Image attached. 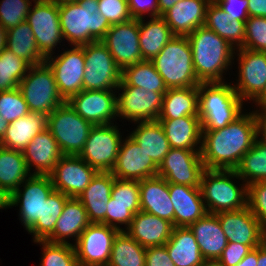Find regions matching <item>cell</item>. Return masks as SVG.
<instances>
[{"mask_svg":"<svg viewBox=\"0 0 266 266\" xmlns=\"http://www.w3.org/2000/svg\"><path fill=\"white\" fill-rule=\"evenodd\" d=\"M260 136L259 117L243 112L227 126L202 130L201 159L205 169L235 170Z\"/></svg>","mask_w":266,"mask_h":266,"instance_id":"obj_1","label":"cell"},{"mask_svg":"<svg viewBox=\"0 0 266 266\" xmlns=\"http://www.w3.org/2000/svg\"><path fill=\"white\" fill-rule=\"evenodd\" d=\"M187 38L198 80L201 83L225 82L223 74L234 64L235 49L205 25L195 29Z\"/></svg>","mask_w":266,"mask_h":266,"instance_id":"obj_2","label":"cell"},{"mask_svg":"<svg viewBox=\"0 0 266 266\" xmlns=\"http://www.w3.org/2000/svg\"><path fill=\"white\" fill-rule=\"evenodd\" d=\"M58 6L62 36L70 47L102 41L111 27L98 11V0H77Z\"/></svg>","mask_w":266,"mask_h":266,"instance_id":"obj_3","label":"cell"},{"mask_svg":"<svg viewBox=\"0 0 266 266\" xmlns=\"http://www.w3.org/2000/svg\"><path fill=\"white\" fill-rule=\"evenodd\" d=\"M198 100L202 130L223 128L244 112V102L230 82L200 83Z\"/></svg>","mask_w":266,"mask_h":266,"instance_id":"obj_4","label":"cell"},{"mask_svg":"<svg viewBox=\"0 0 266 266\" xmlns=\"http://www.w3.org/2000/svg\"><path fill=\"white\" fill-rule=\"evenodd\" d=\"M234 178L241 180L238 187ZM200 190L207 213L235 211L248 206V185L236 170L205 169Z\"/></svg>","mask_w":266,"mask_h":266,"instance_id":"obj_5","label":"cell"},{"mask_svg":"<svg viewBox=\"0 0 266 266\" xmlns=\"http://www.w3.org/2000/svg\"><path fill=\"white\" fill-rule=\"evenodd\" d=\"M168 89L198 86L187 36L175 35L152 60Z\"/></svg>","mask_w":266,"mask_h":266,"instance_id":"obj_6","label":"cell"},{"mask_svg":"<svg viewBox=\"0 0 266 266\" xmlns=\"http://www.w3.org/2000/svg\"><path fill=\"white\" fill-rule=\"evenodd\" d=\"M18 88L30 112L46 117L66 102L60 95L54 73L46 62L30 66Z\"/></svg>","mask_w":266,"mask_h":266,"instance_id":"obj_7","label":"cell"},{"mask_svg":"<svg viewBox=\"0 0 266 266\" xmlns=\"http://www.w3.org/2000/svg\"><path fill=\"white\" fill-rule=\"evenodd\" d=\"M92 127L67 101L47 116V129L63 155L79 156Z\"/></svg>","mask_w":266,"mask_h":266,"instance_id":"obj_8","label":"cell"},{"mask_svg":"<svg viewBox=\"0 0 266 266\" xmlns=\"http://www.w3.org/2000/svg\"><path fill=\"white\" fill-rule=\"evenodd\" d=\"M83 90H116L122 70L102 41L84 45Z\"/></svg>","mask_w":266,"mask_h":266,"instance_id":"obj_9","label":"cell"},{"mask_svg":"<svg viewBox=\"0 0 266 266\" xmlns=\"http://www.w3.org/2000/svg\"><path fill=\"white\" fill-rule=\"evenodd\" d=\"M116 90H118L117 117L119 119L133 123L158 120L166 92L146 91L143 88L129 86L122 79Z\"/></svg>","mask_w":266,"mask_h":266,"instance_id":"obj_10","label":"cell"},{"mask_svg":"<svg viewBox=\"0 0 266 266\" xmlns=\"http://www.w3.org/2000/svg\"><path fill=\"white\" fill-rule=\"evenodd\" d=\"M54 190L50 175L31 174L10 195V207L19 205V220L26 231L42 221L43 203Z\"/></svg>","mask_w":266,"mask_h":266,"instance_id":"obj_11","label":"cell"},{"mask_svg":"<svg viewBox=\"0 0 266 266\" xmlns=\"http://www.w3.org/2000/svg\"><path fill=\"white\" fill-rule=\"evenodd\" d=\"M120 129L116 122L93 126L79 156L98 172H111L123 139Z\"/></svg>","mask_w":266,"mask_h":266,"instance_id":"obj_12","label":"cell"},{"mask_svg":"<svg viewBox=\"0 0 266 266\" xmlns=\"http://www.w3.org/2000/svg\"><path fill=\"white\" fill-rule=\"evenodd\" d=\"M26 21L34 33L37 47L46 59L54 55L57 45L63 43L59 6L49 0H34Z\"/></svg>","mask_w":266,"mask_h":266,"instance_id":"obj_13","label":"cell"},{"mask_svg":"<svg viewBox=\"0 0 266 266\" xmlns=\"http://www.w3.org/2000/svg\"><path fill=\"white\" fill-rule=\"evenodd\" d=\"M63 51L58 56L47 57L45 62L54 73L60 95L65 101H68L83 90L84 45H72L70 49Z\"/></svg>","mask_w":266,"mask_h":266,"instance_id":"obj_14","label":"cell"},{"mask_svg":"<svg viewBox=\"0 0 266 266\" xmlns=\"http://www.w3.org/2000/svg\"><path fill=\"white\" fill-rule=\"evenodd\" d=\"M119 230L102 223H90L74 245L78 266H106Z\"/></svg>","mask_w":266,"mask_h":266,"instance_id":"obj_15","label":"cell"},{"mask_svg":"<svg viewBox=\"0 0 266 266\" xmlns=\"http://www.w3.org/2000/svg\"><path fill=\"white\" fill-rule=\"evenodd\" d=\"M235 51L239 69L238 80L235 84L231 83L244 103L254 101L266 87V52L245 48Z\"/></svg>","mask_w":266,"mask_h":266,"instance_id":"obj_16","label":"cell"},{"mask_svg":"<svg viewBox=\"0 0 266 266\" xmlns=\"http://www.w3.org/2000/svg\"><path fill=\"white\" fill-rule=\"evenodd\" d=\"M200 151L171 148L159 165L157 176L168 183L200 187L205 170Z\"/></svg>","mask_w":266,"mask_h":266,"instance_id":"obj_17","label":"cell"},{"mask_svg":"<svg viewBox=\"0 0 266 266\" xmlns=\"http://www.w3.org/2000/svg\"><path fill=\"white\" fill-rule=\"evenodd\" d=\"M67 102L93 126L113 124L118 119L117 90H82Z\"/></svg>","mask_w":266,"mask_h":266,"instance_id":"obj_18","label":"cell"},{"mask_svg":"<svg viewBox=\"0 0 266 266\" xmlns=\"http://www.w3.org/2000/svg\"><path fill=\"white\" fill-rule=\"evenodd\" d=\"M102 42L107 46L121 70L143 61L139 45V20L137 19L111 25Z\"/></svg>","mask_w":266,"mask_h":266,"instance_id":"obj_19","label":"cell"},{"mask_svg":"<svg viewBox=\"0 0 266 266\" xmlns=\"http://www.w3.org/2000/svg\"><path fill=\"white\" fill-rule=\"evenodd\" d=\"M97 172L80 156L63 155L49 175L56 191L77 198Z\"/></svg>","mask_w":266,"mask_h":266,"instance_id":"obj_20","label":"cell"},{"mask_svg":"<svg viewBox=\"0 0 266 266\" xmlns=\"http://www.w3.org/2000/svg\"><path fill=\"white\" fill-rule=\"evenodd\" d=\"M216 215L228 242L248 245L251 249L264 242L265 229L248 206Z\"/></svg>","mask_w":266,"mask_h":266,"instance_id":"obj_21","label":"cell"},{"mask_svg":"<svg viewBox=\"0 0 266 266\" xmlns=\"http://www.w3.org/2000/svg\"><path fill=\"white\" fill-rule=\"evenodd\" d=\"M113 176L122 180H138L157 176L158 166L129 135L122 139Z\"/></svg>","mask_w":266,"mask_h":266,"instance_id":"obj_22","label":"cell"},{"mask_svg":"<svg viewBox=\"0 0 266 266\" xmlns=\"http://www.w3.org/2000/svg\"><path fill=\"white\" fill-rule=\"evenodd\" d=\"M174 207V227H189L206 213L200 187L168 183Z\"/></svg>","mask_w":266,"mask_h":266,"instance_id":"obj_23","label":"cell"},{"mask_svg":"<svg viewBox=\"0 0 266 266\" xmlns=\"http://www.w3.org/2000/svg\"><path fill=\"white\" fill-rule=\"evenodd\" d=\"M22 152L29 172L38 175H49L63 156L47 128L38 133Z\"/></svg>","mask_w":266,"mask_h":266,"instance_id":"obj_24","label":"cell"},{"mask_svg":"<svg viewBox=\"0 0 266 266\" xmlns=\"http://www.w3.org/2000/svg\"><path fill=\"white\" fill-rule=\"evenodd\" d=\"M211 0H180L161 17L177 36H187L205 24Z\"/></svg>","mask_w":266,"mask_h":266,"instance_id":"obj_25","label":"cell"},{"mask_svg":"<svg viewBox=\"0 0 266 266\" xmlns=\"http://www.w3.org/2000/svg\"><path fill=\"white\" fill-rule=\"evenodd\" d=\"M90 223L82 202L78 198L70 197L64 205L53 232L45 240L51 243L73 244L68 241L72 238L75 244Z\"/></svg>","mask_w":266,"mask_h":266,"instance_id":"obj_26","label":"cell"},{"mask_svg":"<svg viewBox=\"0 0 266 266\" xmlns=\"http://www.w3.org/2000/svg\"><path fill=\"white\" fill-rule=\"evenodd\" d=\"M140 211L158 216L174 226V207L171 202L168 182L159 176L139 181Z\"/></svg>","mask_w":266,"mask_h":266,"instance_id":"obj_27","label":"cell"},{"mask_svg":"<svg viewBox=\"0 0 266 266\" xmlns=\"http://www.w3.org/2000/svg\"><path fill=\"white\" fill-rule=\"evenodd\" d=\"M173 224L158 216L144 211L137 212L125 230L141 246L153 247L165 245L173 231Z\"/></svg>","mask_w":266,"mask_h":266,"instance_id":"obj_28","label":"cell"},{"mask_svg":"<svg viewBox=\"0 0 266 266\" xmlns=\"http://www.w3.org/2000/svg\"><path fill=\"white\" fill-rule=\"evenodd\" d=\"M114 179L111 172H97L90 184L77 197L84 205L91 223L105 224Z\"/></svg>","mask_w":266,"mask_h":266,"instance_id":"obj_29","label":"cell"},{"mask_svg":"<svg viewBox=\"0 0 266 266\" xmlns=\"http://www.w3.org/2000/svg\"><path fill=\"white\" fill-rule=\"evenodd\" d=\"M205 260H218L228 241L216 214L206 213L189 226Z\"/></svg>","mask_w":266,"mask_h":266,"instance_id":"obj_30","label":"cell"},{"mask_svg":"<svg viewBox=\"0 0 266 266\" xmlns=\"http://www.w3.org/2000/svg\"><path fill=\"white\" fill-rule=\"evenodd\" d=\"M158 121L163 127L171 148L201 150L202 129L199 116H183Z\"/></svg>","mask_w":266,"mask_h":266,"instance_id":"obj_31","label":"cell"},{"mask_svg":"<svg viewBox=\"0 0 266 266\" xmlns=\"http://www.w3.org/2000/svg\"><path fill=\"white\" fill-rule=\"evenodd\" d=\"M47 128V117L36 112L9 123L5 135L0 140V146L17 151H23L32 139Z\"/></svg>","mask_w":266,"mask_h":266,"instance_id":"obj_32","label":"cell"},{"mask_svg":"<svg viewBox=\"0 0 266 266\" xmlns=\"http://www.w3.org/2000/svg\"><path fill=\"white\" fill-rule=\"evenodd\" d=\"M137 127L128 134L159 167L171 149L162 125L158 120L134 122Z\"/></svg>","mask_w":266,"mask_h":266,"instance_id":"obj_33","label":"cell"},{"mask_svg":"<svg viewBox=\"0 0 266 266\" xmlns=\"http://www.w3.org/2000/svg\"><path fill=\"white\" fill-rule=\"evenodd\" d=\"M207 28L224 38L233 49L243 47L245 40V22L223 11L215 1H210L205 18Z\"/></svg>","mask_w":266,"mask_h":266,"instance_id":"obj_34","label":"cell"},{"mask_svg":"<svg viewBox=\"0 0 266 266\" xmlns=\"http://www.w3.org/2000/svg\"><path fill=\"white\" fill-rule=\"evenodd\" d=\"M165 246L176 266H200L205 260L189 227H174Z\"/></svg>","mask_w":266,"mask_h":266,"instance_id":"obj_35","label":"cell"},{"mask_svg":"<svg viewBox=\"0 0 266 266\" xmlns=\"http://www.w3.org/2000/svg\"><path fill=\"white\" fill-rule=\"evenodd\" d=\"M174 36L162 17L146 22L144 18L139 19V45L143 60L152 61Z\"/></svg>","mask_w":266,"mask_h":266,"instance_id":"obj_36","label":"cell"},{"mask_svg":"<svg viewBox=\"0 0 266 266\" xmlns=\"http://www.w3.org/2000/svg\"><path fill=\"white\" fill-rule=\"evenodd\" d=\"M198 86L168 89L158 120H172L183 116H198Z\"/></svg>","mask_w":266,"mask_h":266,"instance_id":"obj_37","label":"cell"},{"mask_svg":"<svg viewBox=\"0 0 266 266\" xmlns=\"http://www.w3.org/2000/svg\"><path fill=\"white\" fill-rule=\"evenodd\" d=\"M6 35V49L13 52L17 57L24 59L30 66L45 62L27 21L6 30Z\"/></svg>","mask_w":266,"mask_h":266,"instance_id":"obj_38","label":"cell"},{"mask_svg":"<svg viewBox=\"0 0 266 266\" xmlns=\"http://www.w3.org/2000/svg\"><path fill=\"white\" fill-rule=\"evenodd\" d=\"M23 152L0 146V187L11 195L29 176Z\"/></svg>","mask_w":266,"mask_h":266,"instance_id":"obj_39","label":"cell"},{"mask_svg":"<svg viewBox=\"0 0 266 266\" xmlns=\"http://www.w3.org/2000/svg\"><path fill=\"white\" fill-rule=\"evenodd\" d=\"M146 248L125 231H119L112 243L109 266H145Z\"/></svg>","mask_w":266,"mask_h":266,"instance_id":"obj_40","label":"cell"},{"mask_svg":"<svg viewBox=\"0 0 266 266\" xmlns=\"http://www.w3.org/2000/svg\"><path fill=\"white\" fill-rule=\"evenodd\" d=\"M121 79L129 86L143 88L146 91L166 92L168 90L153 62L149 60L125 67L122 70Z\"/></svg>","mask_w":266,"mask_h":266,"instance_id":"obj_41","label":"cell"},{"mask_svg":"<svg viewBox=\"0 0 266 266\" xmlns=\"http://www.w3.org/2000/svg\"><path fill=\"white\" fill-rule=\"evenodd\" d=\"M238 176L250 185L266 181V140L259 136L235 169Z\"/></svg>","mask_w":266,"mask_h":266,"instance_id":"obj_42","label":"cell"},{"mask_svg":"<svg viewBox=\"0 0 266 266\" xmlns=\"http://www.w3.org/2000/svg\"><path fill=\"white\" fill-rule=\"evenodd\" d=\"M70 197L54 190L43 203L42 221H37L27 232L33 235V241L45 240L54 230L62 214L64 205Z\"/></svg>","mask_w":266,"mask_h":266,"instance_id":"obj_43","label":"cell"},{"mask_svg":"<svg viewBox=\"0 0 266 266\" xmlns=\"http://www.w3.org/2000/svg\"><path fill=\"white\" fill-rule=\"evenodd\" d=\"M29 67L24 59L5 48L0 53V92L18 88Z\"/></svg>","mask_w":266,"mask_h":266,"instance_id":"obj_44","label":"cell"},{"mask_svg":"<svg viewBox=\"0 0 266 266\" xmlns=\"http://www.w3.org/2000/svg\"><path fill=\"white\" fill-rule=\"evenodd\" d=\"M33 242L42 245L40 266H78L73 244L51 243L46 240Z\"/></svg>","mask_w":266,"mask_h":266,"instance_id":"obj_45","label":"cell"},{"mask_svg":"<svg viewBox=\"0 0 266 266\" xmlns=\"http://www.w3.org/2000/svg\"><path fill=\"white\" fill-rule=\"evenodd\" d=\"M109 203L130 205V211L135 215L141 208L139 181L115 178Z\"/></svg>","mask_w":266,"mask_h":266,"instance_id":"obj_46","label":"cell"},{"mask_svg":"<svg viewBox=\"0 0 266 266\" xmlns=\"http://www.w3.org/2000/svg\"><path fill=\"white\" fill-rule=\"evenodd\" d=\"M31 6L32 0H1L0 26L9 30L26 21Z\"/></svg>","mask_w":266,"mask_h":266,"instance_id":"obj_47","label":"cell"},{"mask_svg":"<svg viewBox=\"0 0 266 266\" xmlns=\"http://www.w3.org/2000/svg\"><path fill=\"white\" fill-rule=\"evenodd\" d=\"M30 112L19 88L0 92V115L8 123L26 116Z\"/></svg>","mask_w":266,"mask_h":266,"instance_id":"obj_48","label":"cell"},{"mask_svg":"<svg viewBox=\"0 0 266 266\" xmlns=\"http://www.w3.org/2000/svg\"><path fill=\"white\" fill-rule=\"evenodd\" d=\"M242 48L266 52V17H249L246 20Z\"/></svg>","mask_w":266,"mask_h":266,"instance_id":"obj_49","label":"cell"},{"mask_svg":"<svg viewBox=\"0 0 266 266\" xmlns=\"http://www.w3.org/2000/svg\"><path fill=\"white\" fill-rule=\"evenodd\" d=\"M98 11L110 25L124 23L132 19L128 0H98Z\"/></svg>","mask_w":266,"mask_h":266,"instance_id":"obj_50","label":"cell"},{"mask_svg":"<svg viewBox=\"0 0 266 266\" xmlns=\"http://www.w3.org/2000/svg\"><path fill=\"white\" fill-rule=\"evenodd\" d=\"M248 207L266 228V181L254 182L248 185Z\"/></svg>","mask_w":266,"mask_h":266,"instance_id":"obj_51","label":"cell"},{"mask_svg":"<svg viewBox=\"0 0 266 266\" xmlns=\"http://www.w3.org/2000/svg\"><path fill=\"white\" fill-rule=\"evenodd\" d=\"M105 216V224L125 231L131 224L134 214L130 211V205L111 204L108 202ZM121 225V226H120ZM124 228H122V226Z\"/></svg>","mask_w":266,"mask_h":266,"instance_id":"obj_52","label":"cell"},{"mask_svg":"<svg viewBox=\"0 0 266 266\" xmlns=\"http://www.w3.org/2000/svg\"><path fill=\"white\" fill-rule=\"evenodd\" d=\"M128 9L132 19L159 17L158 0H128Z\"/></svg>","mask_w":266,"mask_h":266,"instance_id":"obj_53","label":"cell"},{"mask_svg":"<svg viewBox=\"0 0 266 266\" xmlns=\"http://www.w3.org/2000/svg\"><path fill=\"white\" fill-rule=\"evenodd\" d=\"M252 249L248 245L228 242L218 259L225 266L237 265Z\"/></svg>","mask_w":266,"mask_h":266,"instance_id":"obj_54","label":"cell"},{"mask_svg":"<svg viewBox=\"0 0 266 266\" xmlns=\"http://www.w3.org/2000/svg\"><path fill=\"white\" fill-rule=\"evenodd\" d=\"M215 2L223 11L239 21L246 22L249 18L248 0H215Z\"/></svg>","mask_w":266,"mask_h":266,"instance_id":"obj_55","label":"cell"},{"mask_svg":"<svg viewBox=\"0 0 266 266\" xmlns=\"http://www.w3.org/2000/svg\"><path fill=\"white\" fill-rule=\"evenodd\" d=\"M145 266H176L165 245L146 248Z\"/></svg>","mask_w":266,"mask_h":266,"instance_id":"obj_56","label":"cell"},{"mask_svg":"<svg viewBox=\"0 0 266 266\" xmlns=\"http://www.w3.org/2000/svg\"><path fill=\"white\" fill-rule=\"evenodd\" d=\"M249 17H266V0H248Z\"/></svg>","mask_w":266,"mask_h":266,"instance_id":"obj_57","label":"cell"},{"mask_svg":"<svg viewBox=\"0 0 266 266\" xmlns=\"http://www.w3.org/2000/svg\"><path fill=\"white\" fill-rule=\"evenodd\" d=\"M255 103L257 110H253V112L258 116H263L266 114V87L261 92V94L252 102ZM259 109V110H258Z\"/></svg>","mask_w":266,"mask_h":266,"instance_id":"obj_58","label":"cell"},{"mask_svg":"<svg viewBox=\"0 0 266 266\" xmlns=\"http://www.w3.org/2000/svg\"><path fill=\"white\" fill-rule=\"evenodd\" d=\"M258 247L252 249L237 265L235 266H257Z\"/></svg>","mask_w":266,"mask_h":266,"instance_id":"obj_59","label":"cell"},{"mask_svg":"<svg viewBox=\"0 0 266 266\" xmlns=\"http://www.w3.org/2000/svg\"><path fill=\"white\" fill-rule=\"evenodd\" d=\"M180 0H158L159 17L173 7Z\"/></svg>","mask_w":266,"mask_h":266,"instance_id":"obj_60","label":"cell"},{"mask_svg":"<svg viewBox=\"0 0 266 266\" xmlns=\"http://www.w3.org/2000/svg\"><path fill=\"white\" fill-rule=\"evenodd\" d=\"M257 266H266V243L263 242L258 246V262Z\"/></svg>","mask_w":266,"mask_h":266,"instance_id":"obj_61","label":"cell"},{"mask_svg":"<svg viewBox=\"0 0 266 266\" xmlns=\"http://www.w3.org/2000/svg\"><path fill=\"white\" fill-rule=\"evenodd\" d=\"M10 207V195L0 187V209H6Z\"/></svg>","mask_w":266,"mask_h":266,"instance_id":"obj_62","label":"cell"},{"mask_svg":"<svg viewBox=\"0 0 266 266\" xmlns=\"http://www.w3.org/2000/svg\"><path fill=\"white\" fill-rule=\"evenodd\" d=\"M260 136L266 140V114L259 117Z\"/></svg>","mask_w":266,"mask_h":266,"instance_id":"obj_63","label":"cell"},{"mask_svg":"<svg viewBox=\"0 0 266 266\" xmlns=\"http://www.w3.org/2000/svg\"><path fill=\"white\" fill-rule=\"evenodd\" d=\"M6 30L0 26V53L6 48Z\"/></svg>","mask_w":266,"mask_h":266,"instance_id":"obj_64","label":"cell"},{"mask_svg":"<svg viewBox=\"0 0 266 266\" xmlns=\"http://www.w3.org/2000/svg\"><path fill=\"white\" fill-rule=\"evenodd\" d=\"M8 126H9V123L4 118H2V116L0 115V140L5 135V132Z\"/></svg>","mask_w":266,"mask_h":266,"instance_id":"obj_65","label":"cell"},{"mask_svg":"<svg viewBox=\"0 0 266 266\" xmlns=\"http://www.w3.org/2000/svg\"><path fill=\"white\" fill-rule=\"evenodd\" d=\"M200 266H225L219 260H204Z\"/></svg>","mask_w":266,"mask_h":266,"instance_id":"obj_66","label":"cell"},{"mask_svg":"<svg viewBox=\"0 0 266 266\" xmlns=\"http://www.w3.org/2000/svg\"><path fill=\"white\" fill-rule=\"evenodd\" d=\"M52 1L56 4H64V3H69V2H76L77 0H49Z\"/></svg>","mask_w":266,"mask_h":266,"instance_id":"obj_67","label":"cell"},{"mask_svg":"<svg viewBox=\"0 0 266 266\" xmlns=\"http://www.w3.org/2000/svg\"><path fill=\"white\" fill-rule=\"evenodd\" d=\"M264 242L266 243V228H265Z\"/></svg>","mask_w":266,"mask_h":266,"instance_id":"obj_68","label":"cell"}]
</instances>
